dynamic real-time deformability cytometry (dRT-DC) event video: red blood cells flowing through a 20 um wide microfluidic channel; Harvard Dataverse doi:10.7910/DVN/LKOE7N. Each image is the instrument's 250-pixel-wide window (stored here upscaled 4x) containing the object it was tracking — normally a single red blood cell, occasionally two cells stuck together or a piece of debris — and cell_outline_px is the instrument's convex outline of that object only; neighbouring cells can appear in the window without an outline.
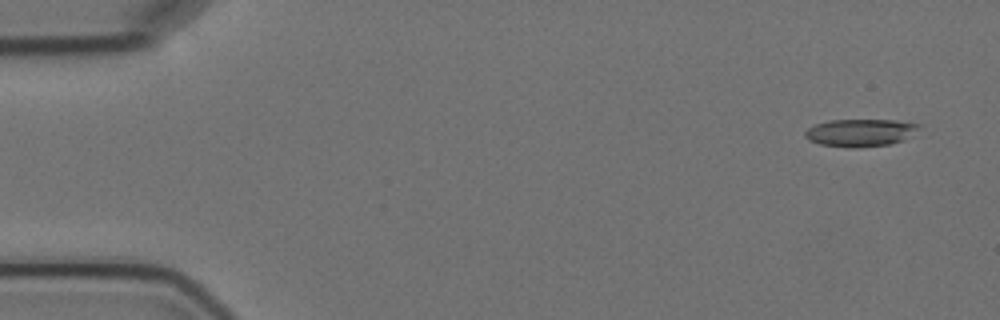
{"species": "Egyptian fruit bat (a non-hibernating species)", "species_latin": "Rousettus aegyptiacus", "temperature_condition": "cold", "stored_images_in_passage": 3, "camera_frame_rate_fps": 3000, "um_per_image_px": 0.085, "animal": {"sex": "female"}, "frame": {"image": 1, "passage_image": 1, "time_ms": 0.0, "image_size_px": [1000, 320], "cell_outline_px": [[924, 124], [904, 140], [888, 144], [856, 148], [852, 148], [820, 144], [808, 140], [804, 136], [804, 132], [808, 128], [816, 124], [828, 120], [896, 120]], "centroid_in_image_um": [73.13, 11.27], "position_along_channel_um": 11.9, "area_um2": 18.32}}